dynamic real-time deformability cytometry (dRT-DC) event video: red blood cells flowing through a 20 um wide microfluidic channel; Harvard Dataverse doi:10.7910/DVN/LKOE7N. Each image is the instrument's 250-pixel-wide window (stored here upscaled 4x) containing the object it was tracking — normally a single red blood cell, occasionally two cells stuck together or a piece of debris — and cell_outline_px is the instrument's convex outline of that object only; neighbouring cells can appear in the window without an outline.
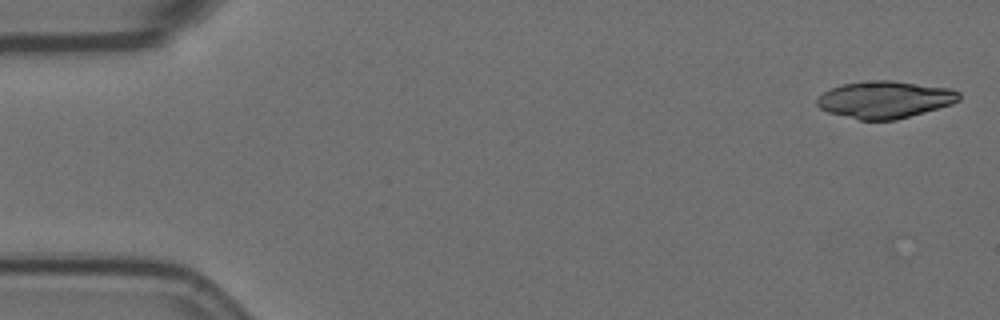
{"species": "Egyptian fruit bat (a non-hibernating species)", "species_latin": "Rousettus aegyptiacus", "temperature_condition": "room temperature", "stored_images_in_passage": 4, "camera_frame_rate_fps": 3000, "um_per_image_px": 0.085, "animal": {"sex": "female"}, "frame": {"image": 1, "passage_image": 1, "time_ms": 0.0, "image_size_px": [1000, 320], "cell_outline_px": [[960, 100], [952, 104], [896, 120], [860, 120], [828, 112], [820, 108], [816, 104], [816, 100], [824, 92], [832, 88], [844, 84], [876, 80], [888, 80], [952, 88], [960, 92]], "centroid_in_image_um": [75.24, 8.47], "position_along_channel_um": 9.8, "area_um2": 30.52}}